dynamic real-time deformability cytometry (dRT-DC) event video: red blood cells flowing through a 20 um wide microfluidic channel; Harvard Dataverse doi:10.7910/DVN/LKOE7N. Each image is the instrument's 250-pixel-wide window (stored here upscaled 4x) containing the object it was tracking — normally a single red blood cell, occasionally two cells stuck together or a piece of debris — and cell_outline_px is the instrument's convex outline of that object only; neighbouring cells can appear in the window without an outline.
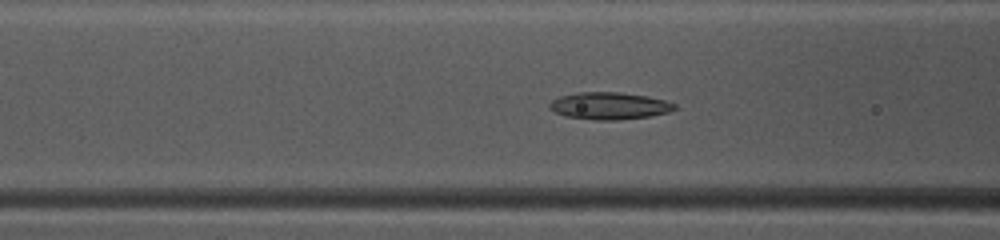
{"species": "common noctule bat (a hibernating species)", "species_latin": "Nyctalus noctula", "temperature_condition": "warm", "stored_images_in_passage": 37, "camera_frame_rate_fps": 3000, "um_per_image_px": 0.085, "animal": {"sex": "female", "body_mass_g": 10.0, "forearm_length_mm": 53.1}, "frame": {"image": 1, "passage_image": 8, "time_ms": 2.333, "image_size_px": [1000, 240], "cell_outline_px": [[676, 108], [668, 112], [648, 116], [616, 120], [596, 120], [564, 116], [548, 108], [548, 104], [552, 100], [560, 96], [576, 92], [620, 92], [648, 96], [664, 100], [676, 104]], "centroid_in_image_um": [51.76, 8.99], "position_along_channel_um": 114.8, "area_um2": 19.77}}
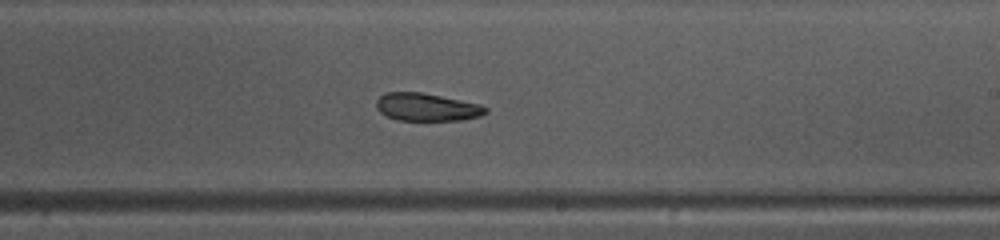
{"frame": {"image": 2, "passage_image": 18, "time_ms": 5.667, "image_size_px": [1000, 240], "cell_outline_px": [[488, 112], [480, 116], [460, 120], [396, 120], [380, 112], [376, 108], [376, 100], [384, 92], [420, 92], [480, 104], [488, 108]], "centroid_in_image_um": [36.26, 9.1], "position_along_channel_um": 252.7, "area_um2": 17.63}}
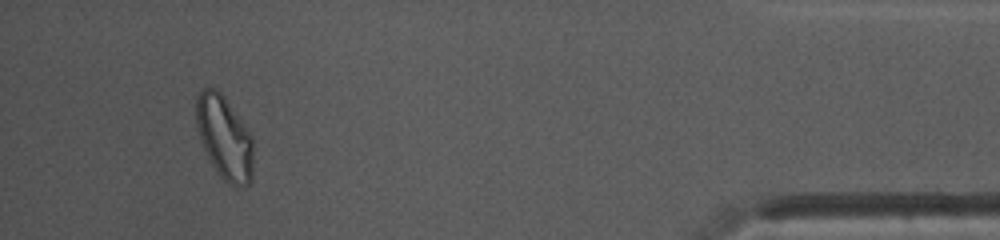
{"frame": {"image": 3, "passage_image": 34, "time_ms": 11.0, "image_size_px": [1000, 240], "cell_outline_px": [[252, 180], [248, 184], [240, 188], [224, 180], [220, 176], [212, 164], [200, 140], [196, 124], [196, 96], [204, 88], [216, 88], [224, 96], [252, 136]], "centroid_in_image_um": [19.07, 11.69], "position_along_channel_um": 416.1, "area_um2": 27.51}, "authors_computed_cell_mechanics": {"area_um2": 19.4786, "velocity_mm_per_s": 4.1282, "shape_relaxation_time_tau1_ms": null, "shape_relaxation_time_tau2_ms": 2.7921, "deformation_change_tau1": null, "deformation_change_tau2": 0.0857}}